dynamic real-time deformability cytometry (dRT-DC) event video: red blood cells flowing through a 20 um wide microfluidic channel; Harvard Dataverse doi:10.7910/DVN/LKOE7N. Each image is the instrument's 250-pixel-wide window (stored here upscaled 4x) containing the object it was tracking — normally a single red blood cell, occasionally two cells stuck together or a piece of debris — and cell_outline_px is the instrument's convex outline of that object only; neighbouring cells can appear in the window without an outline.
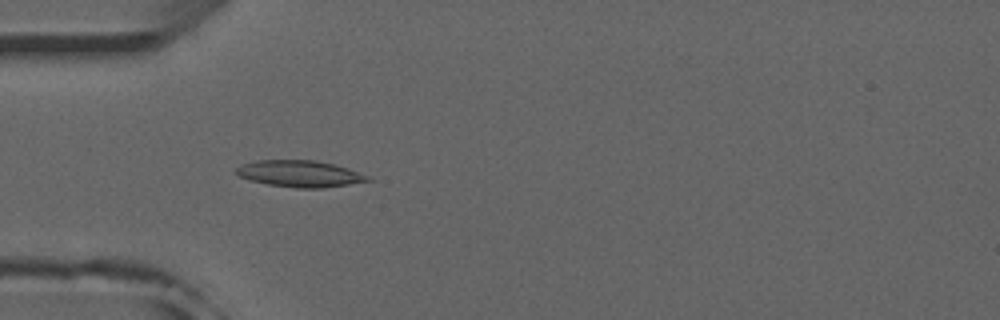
{"species": "common noctule bat (a hibernating species)", "species_latin": "Nyctalus noctula", "temperature_condition": "room temperature", "stored_images_in_passage": 52, "camera_frame_rate_fps": 3000, "um_per_image_px": 0.085, "animal": {"sex": "male", "forearm_length_mm": 52.5}, "frame": {"image": 1, "passage_image": 16, "time_ms": 5.0, "image_size_px": [1000, 320], "cell_outline_px": [[372, 180], [324, 188], [296, 188], [268, 184], [252, 180], [240, 176], [236, 172], [236, 168], [244, 164], [256, 160], [312, 160], [332, 164], [348, 168], [368, 176]], "centroid_in_image_um": [25.49, 14.77], "position_along_channel_um": 59.5, "area_um2": 20.0}}
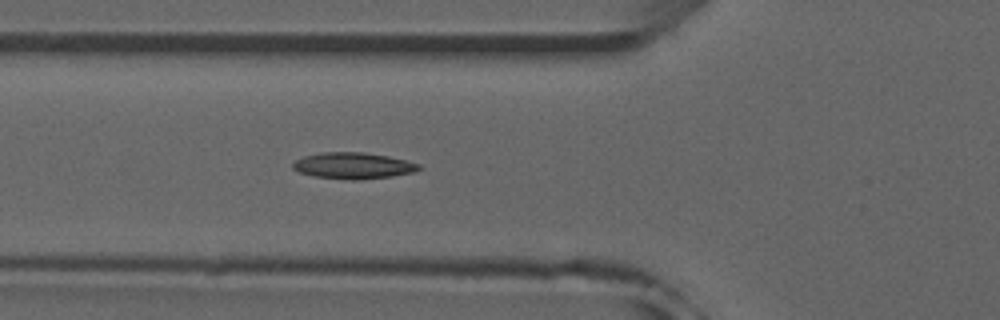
{"frame": {"image": 2, "passage_image": 19, "time_ms": 6.0, "image_size_px": [1000, 320], "cell_outline_px": [[424, 168], [412, 172], [392, 176], [356, 180], [352, 180], [312, 176], [300, 172], [292, 168], [292, 164], [296, 160], [304, 156], [320, 152], [364, 152], [388, 156], [420, 164]], "centroid_in_image_um": [30.02, 14.08], "position_along_channel_um": 95.8, "area_um2": 19.31}}
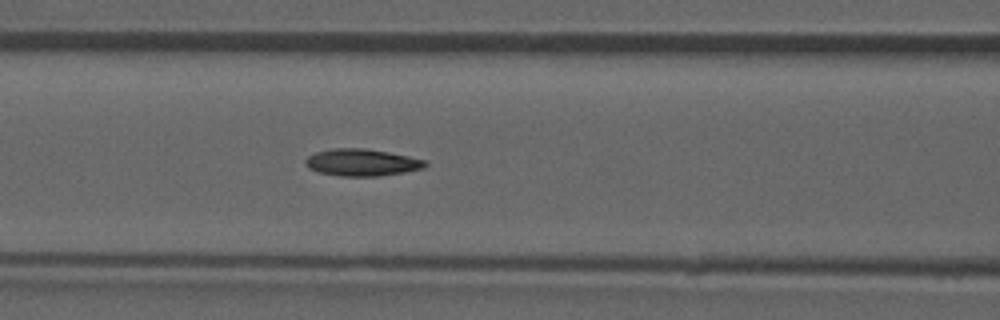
{"frame": {"image": 3, "passage_image": 22, "time_ms": 7.0, "image_size_px": [1000, 320], "cell_outline_px": [[428, 164], [424, 168], [404, 172], [380, 176], [340, 176], [320, 172], [308, 168], [304, 160], [308, 156], [316, 152], [332, 148], [364, 148], [388, 152], [428, 160]], "centroid_in_image_um": [30.78, 13.8], "position_along_channel_um": 135.8, "area_um2": 18.9}, "authors_computed_cell_mechanics": {"area_um2": 18.5249, "velocity_mm_per_s": 3.9456, "shape_relaxation_time_tau1_ms": 8.6178, "shape_relaxation_time_tau2_ms": 3.1354, "deformation_change_tau1": 0.2192, "deformation_change_tau2": 0.0862}}